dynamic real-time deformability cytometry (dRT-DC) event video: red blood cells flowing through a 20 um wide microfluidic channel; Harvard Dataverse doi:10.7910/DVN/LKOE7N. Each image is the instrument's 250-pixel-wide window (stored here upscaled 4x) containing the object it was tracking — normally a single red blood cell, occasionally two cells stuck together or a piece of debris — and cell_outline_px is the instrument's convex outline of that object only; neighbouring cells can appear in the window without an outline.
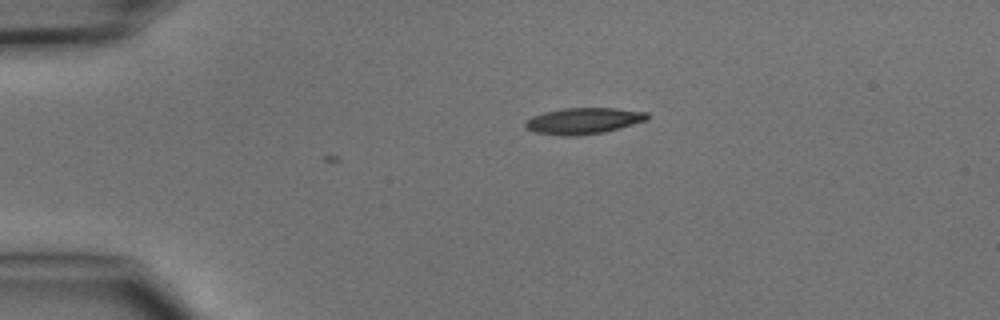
{"species": "common noctule bat (a hibernating species)", "species_latin": "Nyctalus noctula", "temperature_condition": "cold", "stored_images_in_passage": 2, "camera_frame_rate_fps": 3000, "um_per_image_px": 0.085, "animal": {"sex": "male", "body_mass_g": 15.6}, "frame": {"image": 1, "passage_image": 1, "time_ms": 0.0, "image_size_px": [1000, 320], "cell_outline_px": [[652, 116], [648, 120], [620, 128], [604, 132], [580, 136], [560, 136], [536, 132], [528, 128], [524, 124], [524, 120], [532, 116], [544, 112], [564, 108], [616, 108], [648, 112]], "centroid_in_image_um": [49.64, 10.27], "position_along_channel_um": 35.4, "area_um2": 18.9}}